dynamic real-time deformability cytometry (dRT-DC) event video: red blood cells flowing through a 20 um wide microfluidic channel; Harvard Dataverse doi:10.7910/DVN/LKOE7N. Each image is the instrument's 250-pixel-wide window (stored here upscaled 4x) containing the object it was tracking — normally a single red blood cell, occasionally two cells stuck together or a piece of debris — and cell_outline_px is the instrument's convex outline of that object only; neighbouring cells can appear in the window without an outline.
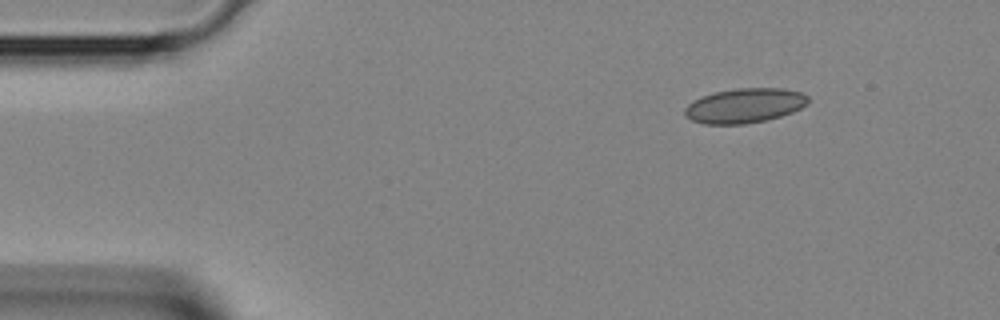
{"species": "Egyptian fruit bat (a non-hibernating species)", "species_latin": "Rousettus aegyptiacus", "temperature_condition": "room temperature", "stored_images_in_passage": 3, "camera_frame_rate_fps": 3000, "um_per_image_px": 0.085, "animal": {"sex": "female"}, "frame": {"image": 1, "passage_image": 1, "time_ms": 0.0, "image_size_px": [1000, 320], "cell_outline_px": [[808, 104], [792, 112], [780, 116], [764, 120], [744, 124], [704, 124], [692, 120], [684, 116], [684, 108], [692, 100], [716, 92], [736, 88], [784, 88], [800, 92], [808, 96]], "centroid_in_image_um": [63.28, 8.97], "position_along_channel_um": 21.7, "area_um2": 24.85}}
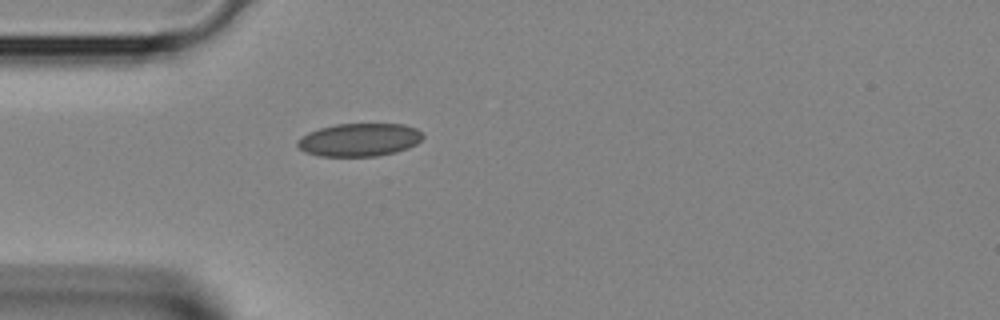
{"frame": {"image": 2, "passage_image": 3, "time_ms": 0.667, "image_size_px": [1000, 320], "cell_outline_px": [[424, 136], [416, 144], [408, 148], [396, 152], [376, 156], [320, 156], [304, 152], [296, 144], [296, 140], [308, 132], [320, 128], [336, 124], [404, 124], [416, 128], [424, 132]], "centroid_in_image_um": [30.55, 11.88], "position_along_channel_um": 54.4, "area_um2": 24.28}}